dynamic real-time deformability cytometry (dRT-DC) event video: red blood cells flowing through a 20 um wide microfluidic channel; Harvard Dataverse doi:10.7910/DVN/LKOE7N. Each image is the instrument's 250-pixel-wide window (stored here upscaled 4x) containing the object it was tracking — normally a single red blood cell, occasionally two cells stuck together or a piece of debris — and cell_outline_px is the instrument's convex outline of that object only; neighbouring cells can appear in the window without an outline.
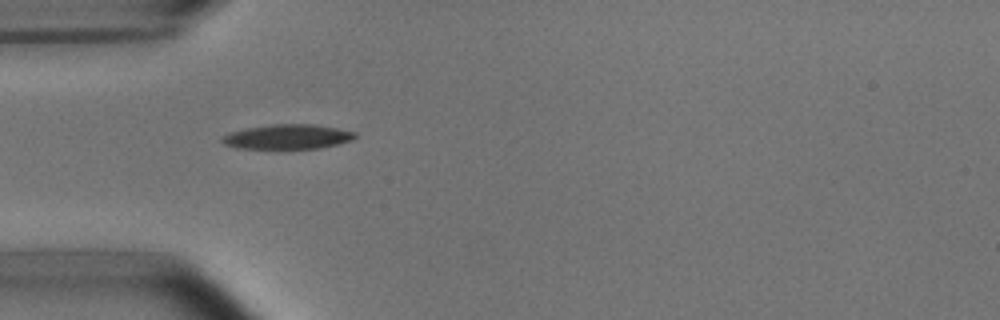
{"species": "common noctule bat (a hibernating species)", "species_latin": "Nyctalus noctula", "temperature_condition": "room temperature", "stored_images_in_passage": 6, "camera_frame_rate_fps": 3000, "um_per_image_px": 0.085, "animal": {"sex": "male", "body_mass_g": 15.6}, "frame": {"image": 1, "passage_image": 5, "time_ms": 4.667, "image_size_px": [1000, 320], "cell_outline_px": [[356, 136], [352, 140], [336, 144], [316, 148], [236, 148], [224, 144], [220, 140], [224, 136], [232, 132], [244, 128], [276, 124], [312, 124], [336, 128], [356, 132]], "centroid_in_image_um": [24.43, 11.62], "position_along_channel_um": 60.6, "area_um2": 18.79}}